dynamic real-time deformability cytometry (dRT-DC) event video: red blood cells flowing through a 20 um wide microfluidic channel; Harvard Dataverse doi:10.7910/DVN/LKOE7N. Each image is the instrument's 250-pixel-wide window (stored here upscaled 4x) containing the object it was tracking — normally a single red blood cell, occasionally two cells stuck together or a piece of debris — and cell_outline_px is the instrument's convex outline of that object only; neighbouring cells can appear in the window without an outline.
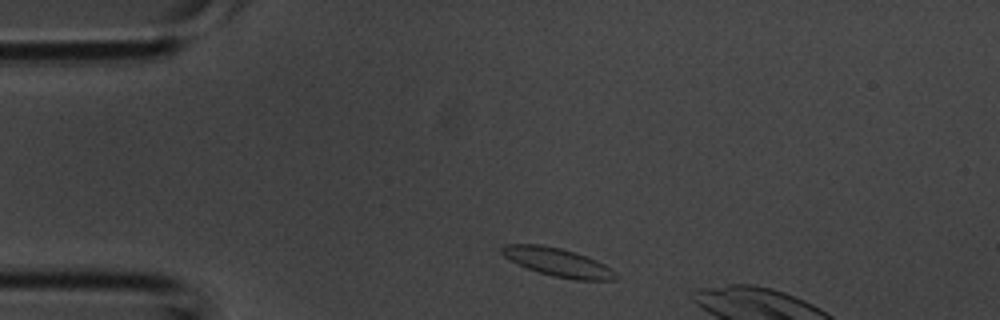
{"species": "common noctule bat (a hibernating species)", "species_latin": "Nyctalus noctula", "temperature_condition": "room temperature", "stored_images_in_passage": 2, "camera_frame_rate_fps": 3000, "um_per_image_px": 0.085, "animal": {"sex": "male", "body_mass_g": 20.1, "forearm_length_mm": 53.5}, "frame": {"image": 1, "passage_image": 1, "time_ms": 0.0, "image_size_px": [1000, 320], "cell_outline_px": [[620, 276], [616, 280], [572, 280], [552, 276], [516, 264], [504, 256], [500, 252], [500, 248], [504, 244], [540, 244], [560, 248], [576, 252], [588, 256], [612, 268]], "centroid_in_image_um": [47.44, 22.29], "position_along_channel_um": 37.6, "area_um2": 19.13}}